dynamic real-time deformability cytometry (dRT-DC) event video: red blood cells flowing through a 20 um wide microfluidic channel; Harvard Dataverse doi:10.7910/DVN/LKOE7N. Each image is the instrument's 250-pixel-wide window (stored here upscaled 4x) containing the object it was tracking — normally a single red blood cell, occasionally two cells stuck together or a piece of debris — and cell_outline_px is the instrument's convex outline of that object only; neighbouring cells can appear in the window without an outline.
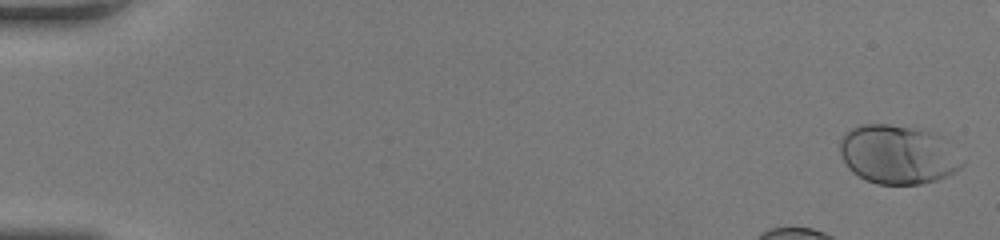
{"species": "human", "species_latin": "Homo sapiens", "temperature_condition": "room temperature", "stored_images_in_passage": 41, "camera_frame_rate_fps": 3000, "um_per_image_px": 0.085, "donor": {"sex": "female"}, "frame": {"image": 1, "passage_image": 1, "time_ms": 0.0, "image_size_px": [1000, 240], "cell_outline_px": [[964, 164], [960, 168], [936, 180], [920, 184], [876, 184], [864, 180], [852, 172], [848, 168], [840, 152], [840, 140], [844, 132], [860, 124], [888, 124], [928, 128], [936, 132], [964, 160]], "centroid_in_image_um": [76.31, 13.11], "position_along_channel_um": 8.7, "area_um2": 42.43}}
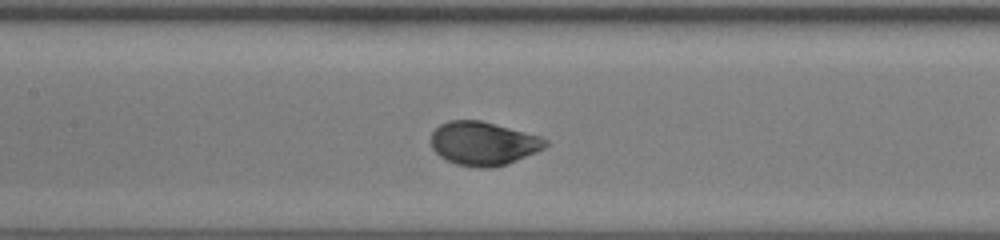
{"frame": {"image": 2, "passage_image": 22, "time_ms": 7.0, "image_size_px": [1000, 240], "cell_outline_px": [[548, 144], [544, 148], [536, 152], [508, 164], [492, 168], [476, 168], [456, 164], [440, 156], [432, 148], [432, 132], [440, 124], [448, 120], [480, 120], [540, 136], [548, 140]], "centroid_in_image_um": [41.09, 12.2], "position_along_channel_um": 166.3, "area_um2": 29.07}}
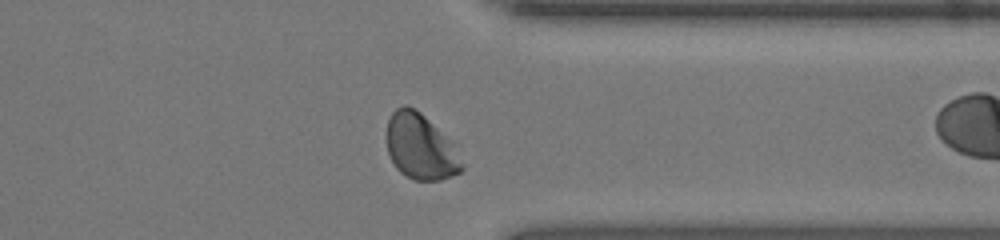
{"frame": {"image": 3, "passage_image": 37, "time_ms": 12.0, "image_size_px": [1000, 240], "cell_outline_px": [[464, 168], [460, 172], [440, 180], [412, 180], [400, 172], [396, 168], [388, 152], [388, 120], [392, 112], [396, 108], [404, 104], [420, 112], [452, 140], [464, 164]], "centroid_in_image_um": [35.77, 12.48], "position_along_channel_um": 375.6, "area_um2": 28.73}, "authors_computed_cell_mechanics": {"area_um2": 29.2468, "velocity_mm_per_s": 4.2229, "shape_relaxation_time_tau1_ms": 1.7387, "shape_relaxation_time_tau2_ms": null, "deformation_change_tau1": 0.1375, "deformation_change_tau2": null}}